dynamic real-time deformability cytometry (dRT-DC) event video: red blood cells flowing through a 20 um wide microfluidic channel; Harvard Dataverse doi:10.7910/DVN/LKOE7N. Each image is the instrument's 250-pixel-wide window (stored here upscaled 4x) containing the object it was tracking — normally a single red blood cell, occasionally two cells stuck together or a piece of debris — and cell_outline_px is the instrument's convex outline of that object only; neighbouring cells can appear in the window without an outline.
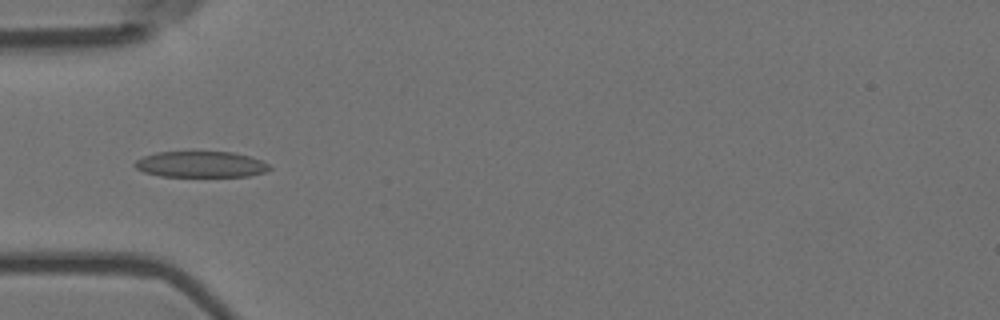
{"species": "Egyptian fruit bat (a non-hibernating species)", "species_latin": "Rousettus aegyptiacus", "temperature_condition": "room temperature", "stored_images_in_passage": 7, "camera_frame_rate_fps": 3000, "um_per_image_px": 0.085, "animal": {"sex": "female"}, "frame": {"image": 1, "passage_image": 5, "time_ms": 1.333, "image_size_px": [1000, 320], "cell_outline_px": [[272, 168], [264, 172], [248, 176], [160, 176], [144, 172], [136, 168], [132, 164], [136, 160], [144, 156], [156, 152], [232, 152], [248, 156], [260, 160], [268, 164]], "centroid_in_image_um": [17.03, 13.97], "position_along_channel_um": 68.0, "area_um2": 20.29}}
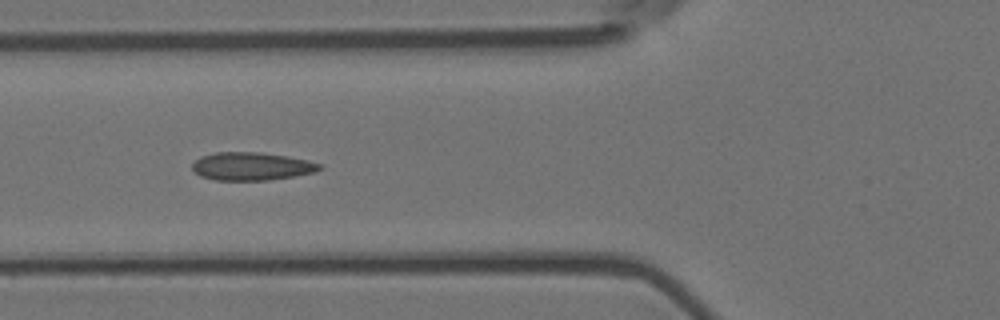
{"frame": {"image": 2, "passage_image": 6, "time_ms": 1.667, "image_size_px": [1000, 320], "cell_outline_px": [[324, 168], [316, 172], [268, 180], [216, 180], [200, 176], [192, 168], [192, 164], [200, 156], [216, 152], [260, 152], [308, 160], [320, 164]], "centroid_in_image_um": [21.38, 14.13], "position_along_channel_um": 104.4, "area_um2": 20.69}}
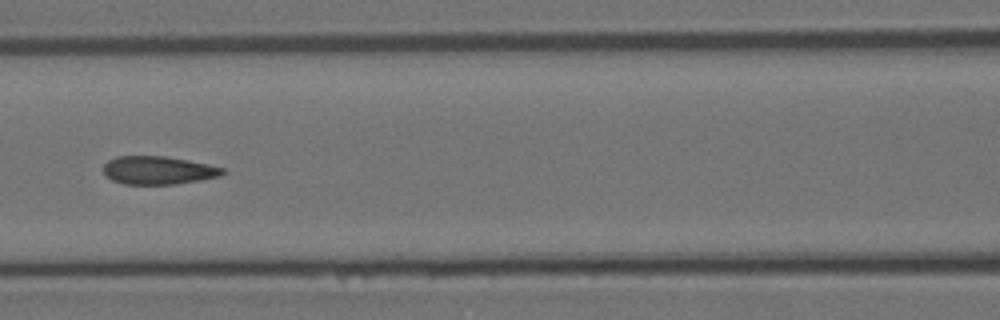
{"frame": {"image": 3, "passage_image": 7, "time_ms": 2.0, "image_size_px": [1000, 320], "cell_outline_px": [[228, 172], [220, 176], [200, 180], [176, 184], [124, 184], [112, 180], [104, 176], [104, 164], [108, 160], [116, 156], [164, 156], [188, 160], [208, 164], [224, 168]], "centroid_in_image_um": [13.45, 14.47], "position_along_channel_um": 153.1, "area_um2": 19.71}}